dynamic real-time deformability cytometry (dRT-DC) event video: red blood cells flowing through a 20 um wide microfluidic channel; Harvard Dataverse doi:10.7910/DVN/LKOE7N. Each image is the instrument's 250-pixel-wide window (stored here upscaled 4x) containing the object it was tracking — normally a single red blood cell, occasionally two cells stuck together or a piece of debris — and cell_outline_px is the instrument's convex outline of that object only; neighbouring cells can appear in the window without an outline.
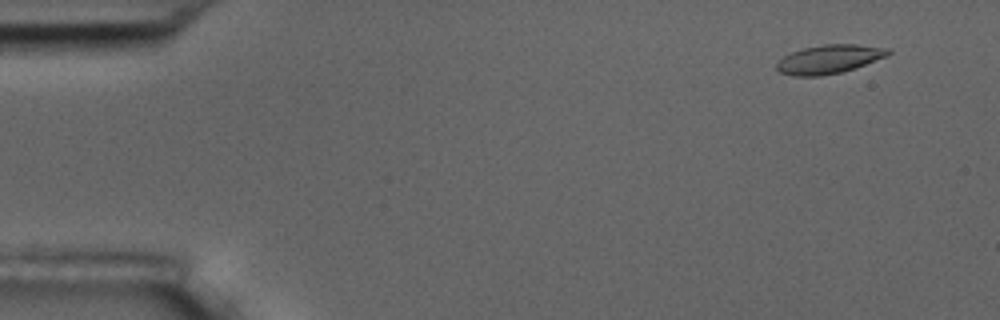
{"species": "common noctule bat (a hibernating species)", "species_latin": "Nyctalus noctula", "temperature_condition": "room temperature", "stored_images_in_passage": 9, "camera_frame_rate_fps": 3000, "um_per_image_px": 0.085, "animal": {"sex": "male", "body_mass_g": 17.5, "forearm_length_mm": 52.3}, "frame": {"image": 1, "passage_image": 2, "time_ms": 1.333, "image_size_px": [1000, 320], "cell_outline_px": [[892, 52], [888, 56], [856, 68], [840, 72], [820, 76], [792, 76], [780, 72], [776, 68], [776, 64], [784, 56], [792, 52], [804, 48], [824, 44], [856, 44], [892, 48]], "centroid_in_image_um": [70.53, 5.02], "position_along_channel_um": 14.5, "area_um2": 18.79}}
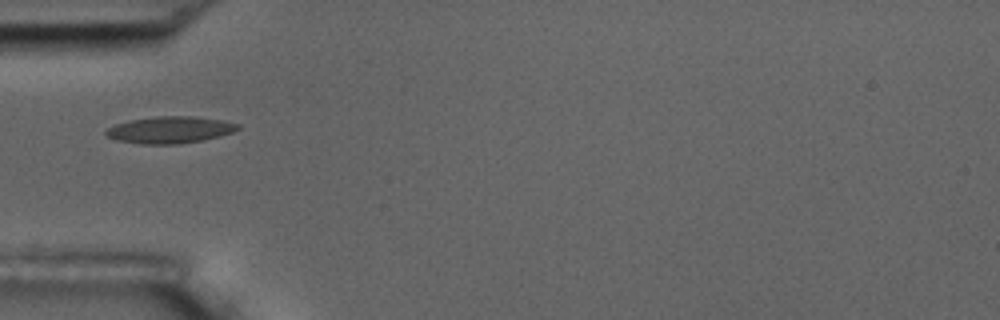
{"frame": {"image": 2, "passage_image": 6, "time_ms": 6.0, "image_size_px": [1000, 320], "cell_outline_px": [[240, 128], [232, 132], [220, 136], [180, 144], [140, 144], [116, 140], [108, 136], [104, 132], [108, 128], [116, 124], [128, 120], [156, 116], [196, 116], [224, 120], [240, 124]], "centroid_in_image_um": [14.46, 11.03], "position_along_channel_um": 70.5, "area_um2": 20.69}}
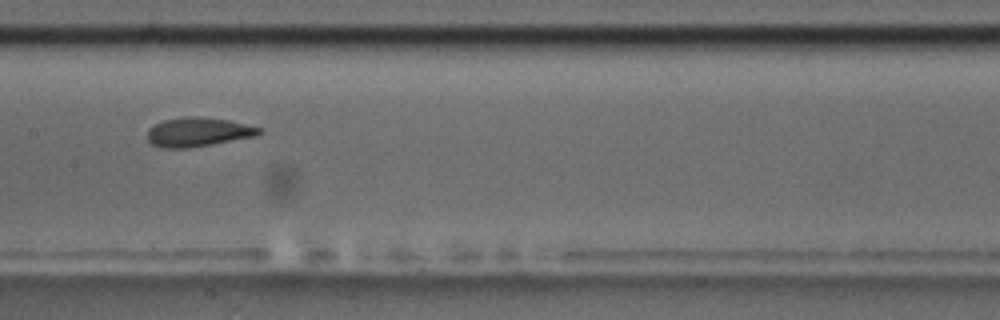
{"frame": {"image": 3, "passage_image": 9, "time_ms": 9.333, "image_size_px": [1000, 320], "cell_outline_px": [[264, 132], [256, 136], [212, 144], [188, 148], [160, 148], [152, 144], [148, 140], [148, 128], [164, 120], [188, 116], [192, 116], [228, 120], [264, 128]], "centroid_in_image_um": [16.87, 11.23], "position_along_channel_um": 190.5, "area_um2": 18.96}}